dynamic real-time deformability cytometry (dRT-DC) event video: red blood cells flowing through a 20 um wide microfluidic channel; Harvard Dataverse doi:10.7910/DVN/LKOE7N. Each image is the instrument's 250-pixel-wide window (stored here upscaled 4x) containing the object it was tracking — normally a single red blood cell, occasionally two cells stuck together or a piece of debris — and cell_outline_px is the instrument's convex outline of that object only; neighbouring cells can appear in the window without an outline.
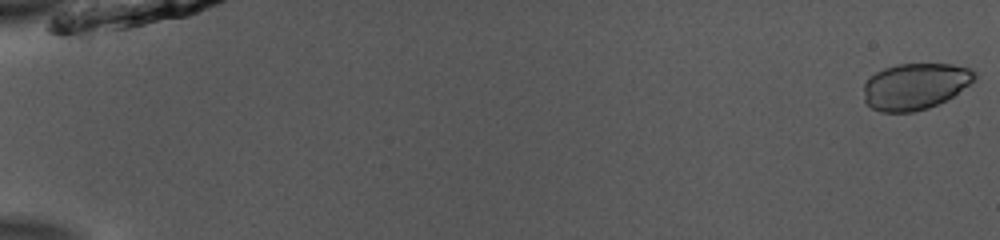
{"species": "common noctule bat (a hibernating species)", "species_latin": "Nyctalus noctula", "temperature_condition": "room temperature", "stored_images_in_passage": 52, "camera_frame_rate_fps": 3000, "um_per_image_px": 0.085, "animal": {"sex": "male", "body_mass_g": 13.0, "forearm_length_mm": 53.1}, "frame": {"image": 1, "passage_image": 1, "time_ms": 0.0, "image_size_px": [1000, 240], "cell_outline_px": [[976, 76], [968, 84], [952, 96], [928, 108], [912, 112], [880, 112], [872, 108], [864, 100], [864, 84], [876, 72], [884, 68], [900, 64], [952, 64], [968, 68], [976, 72]], "centroid_in_image_um": [77.75, 7.33], "position_along_channel_um": 7.2, "area_um2": 29.54}}